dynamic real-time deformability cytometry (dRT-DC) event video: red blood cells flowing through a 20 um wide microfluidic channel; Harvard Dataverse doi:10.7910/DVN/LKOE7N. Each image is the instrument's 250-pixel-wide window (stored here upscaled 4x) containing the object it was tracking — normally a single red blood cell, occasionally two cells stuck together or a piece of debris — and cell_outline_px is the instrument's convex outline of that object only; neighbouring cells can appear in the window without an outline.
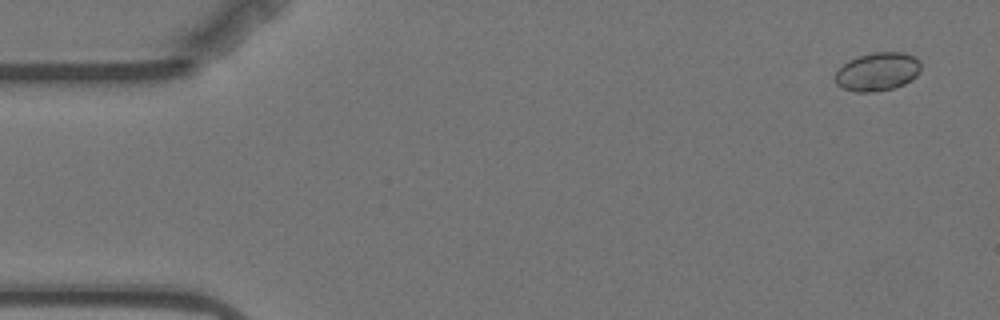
{"species": "Egyptian fruit bat (a non-hibernating species)", "species_latin": "Rousettus aegyptiacus", "temperature_condition": "warm", "stored_images_in_passage": 5, "camera_frame_rate_fps": 3000, "um_per_image_px": 0.085, "animal": {"sex": "female"}, "frame": {"image": 1, "passage_image": 1, "time_ms": 0.0, "image_size_px": [1000, 320], "cell_outline_px": [[920, 72], [912, 80], [904, 84], [892, 88], [868, 92], [856, 92], [840, 88], [836, 84], [836, 72], [848, 60], [872, 52], [904, 52], [916, 56], [920, 64]], "centroid_in_image_um": [74.6, 6.08], "position_along_channel_um": 10.4, "area_um2": 19.19}}
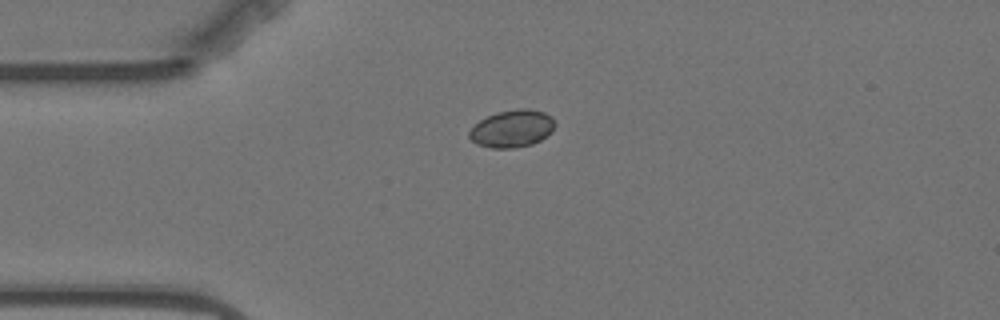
{"frame": {"image": 2, "passage_image": 4, "time_ms": 3.667, "image_size_px": [1000, 320], "cell_outline_px": [[556, 124], [552, 132], [540, 140], [532, 144], [512, 148], [492, 148], [476, 144], [468, 136], [468, 132], [480, 120], [496, 112], [516, 108], [528, 108], [544, 112], [552, 116]], "centroid_in_image_um": [43.55, 10.92], "position_along_channel_um": 41.5, "area_um2": 18.79}}